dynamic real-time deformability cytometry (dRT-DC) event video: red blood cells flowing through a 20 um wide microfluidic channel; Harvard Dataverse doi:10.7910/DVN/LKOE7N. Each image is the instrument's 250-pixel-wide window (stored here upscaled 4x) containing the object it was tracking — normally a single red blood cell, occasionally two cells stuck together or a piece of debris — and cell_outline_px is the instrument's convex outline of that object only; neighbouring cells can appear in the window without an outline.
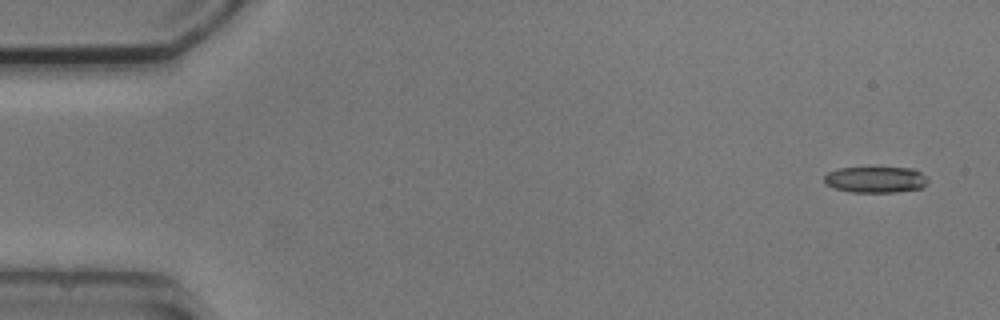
{"species": "common noctule bat (a hibernating species)", "species_latin": "Nyctalus noctula", "temperature_condition": "cold", "stored_images_in_passage": 6, "camera_frame_rate_fps": 3000, "um_per_image_px": 0.085, "animal": {"sex": "male", "body_mass_g": 20.5, "forearm_length_mm": 52.5}, "frame": {"image": 1, "passage_image": 1, "time_ms": 0.0, "image_size_px": [1000, 320], "cell_outline_px": [[928, 184], [920, 188], [896, 192], [852, 192], [832, 188], [824, 184], [824, 176], [828, 172], [840, 168], [912, 168], [928, 176]], "centroid_in_image_um": [74.42, 15.27], "position_along_channel_um": 10.6, "area_um2": 15.9}}
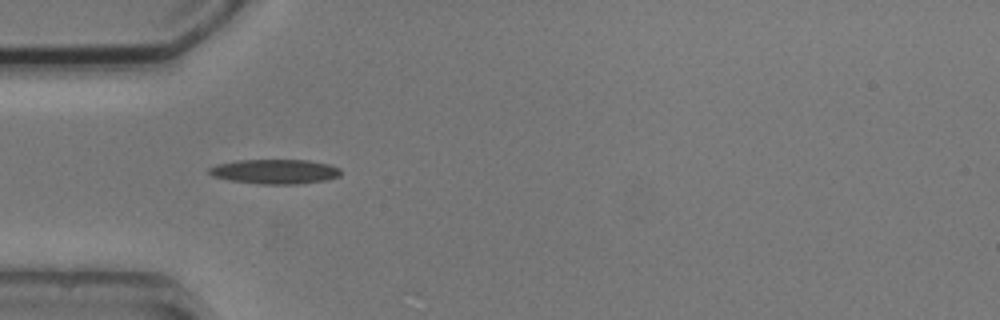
{"frame": {"image": 2, "passage_image": 5, "time_ms": 4.667, "image_size_px": [1000, 320], "cell_outline_px": [[340, 176], [324, 180], [296, 184], [260, 184], [228, 180], [212, 176], [208, 172], [208, 168], [216, 164], [240, 160], [308, 160], [328, 164], [340, 168]], "centroid_in_image_um": [23.33, 14.58], "position_along_channel_um": 61.7, "area_um2": 18.84}}